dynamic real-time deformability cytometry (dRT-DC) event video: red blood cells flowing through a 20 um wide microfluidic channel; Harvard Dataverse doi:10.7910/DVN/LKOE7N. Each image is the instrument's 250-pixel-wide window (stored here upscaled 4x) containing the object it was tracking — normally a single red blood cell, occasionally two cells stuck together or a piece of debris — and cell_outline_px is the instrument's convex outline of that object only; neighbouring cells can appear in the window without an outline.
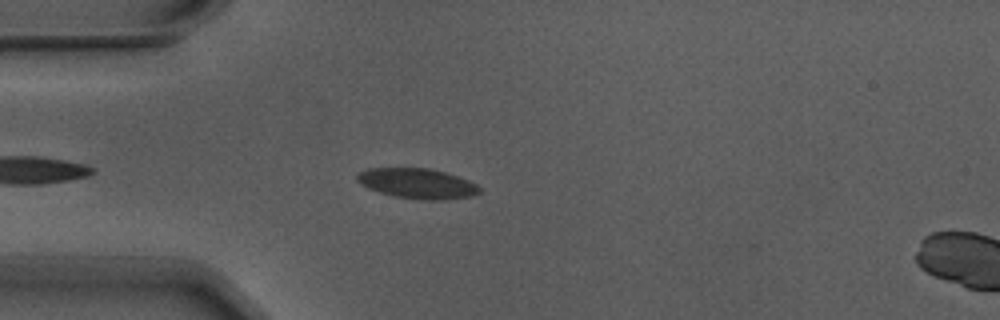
{"species": "Egyptian fruit bat (a non-hibernating species)", "species_latin": "Rousettus aegyptiacus", "temperature_condition": "warm", "stored_images_in_passage": 4, "camera_frame_rate_fps": 3000, "um_per_image_px": 0.085, "animal": {"sex": "male"}, "frame": {"image": 1, "passage_image": 3, "time_ms": 0.667, "image_size_px": [1000, 320], "cell_outline_px": [[480, 192], [472, 196], [444, 200], [420, 200], [396, 196], [380, 192], [368, 188], [360, 184], [356, 180], [356, 176], [360, 172], [368, 168], [428, 168], [444, 172], [468, 180], [476, 184], [480, 188]], "centroid_in_image_um": [35.46, 15.6], "position_along_channel_um": 49.5, "area_um2": 21.44}}